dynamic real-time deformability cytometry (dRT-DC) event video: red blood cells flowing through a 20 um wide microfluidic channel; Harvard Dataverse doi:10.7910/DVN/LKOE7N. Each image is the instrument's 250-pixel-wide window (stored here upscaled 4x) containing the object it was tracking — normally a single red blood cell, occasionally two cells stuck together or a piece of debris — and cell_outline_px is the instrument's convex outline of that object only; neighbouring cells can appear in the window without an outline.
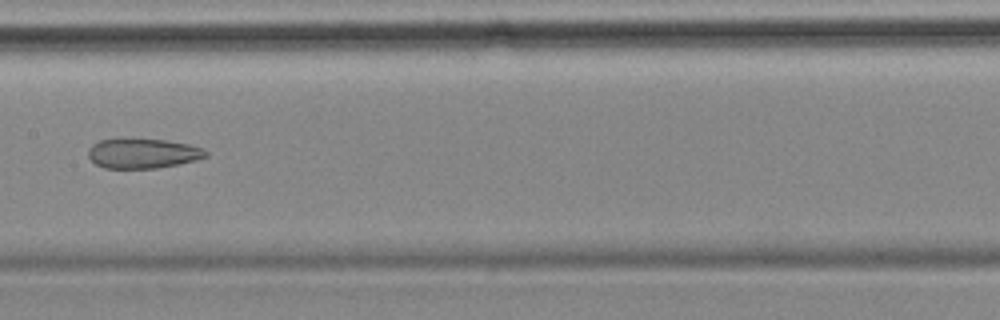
{"species": "common noctule bat (a hibernating species)", "species_latin": "Nyctalus noctula", "temperature_condition": "cold", "stored_images_in_passage": 9, "camera_frame_rate_fps": 3000, "um_per_image_px": 0.085, "animal": {"sex": "female", "body_mass_g": 18.4}, "frame": {"image": 1, "passage_image": 6, "time_ms": 6.0, "image_size_px": [1000, 320], "cell_outline_px": [[208, 156], [196, 160], [156, 168], [104, 168], [96, 164], [88, 156], [88, 148], [92, 144], [100, 140], [164, 140], [188, 144], [200, 148], [208, 152]], "centroid_in_image_um": [12.12, 13.06], "position_along_channel_um": 195.3, "area_um2": 19.94}}
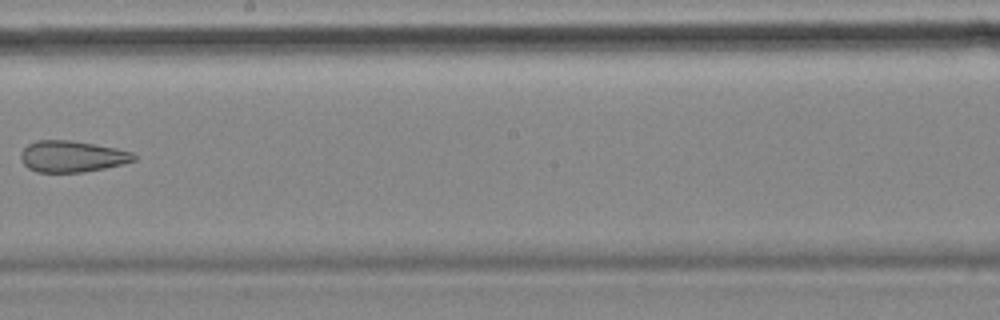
{"frame": {"image": 2, "passage_image": 7, "time_ms": 7.333, "image_size_px": [1000, 320], "cell_outline_px": [[136, 160], [124, 164], [84, 172], [36, 172], [28, 168], [20, 160], [20, 152], [28, 144], [36, 140], [72, 140], [116, 148], [132, 152], [136, 156]], "centroid_in_image_um": [6.11, 13.29], "position_along_channel_um": 242.1, "area_um2": 20.81}}